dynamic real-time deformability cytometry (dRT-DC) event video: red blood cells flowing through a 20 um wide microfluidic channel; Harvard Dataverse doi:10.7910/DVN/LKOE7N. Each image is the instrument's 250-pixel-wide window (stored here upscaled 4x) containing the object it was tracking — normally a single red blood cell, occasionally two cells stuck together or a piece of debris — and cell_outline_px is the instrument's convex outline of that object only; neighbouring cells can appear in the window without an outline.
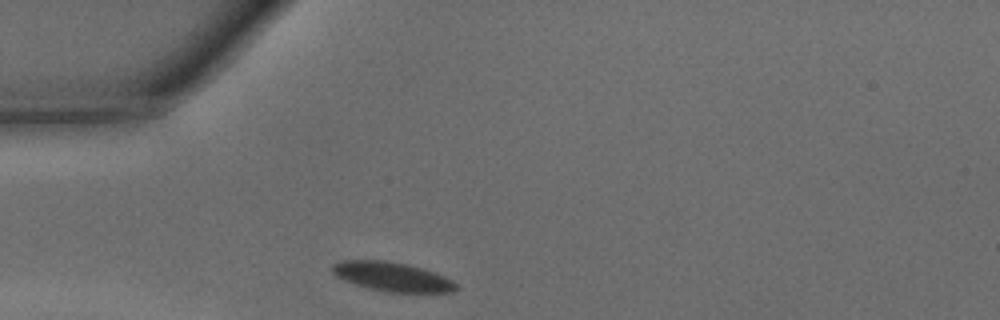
{"species": "common noctule bat (a hibernating species)", "species_latin": "Nyctalus noctula", "temperature_condition": "warm", "stored_images_in_passage": 24, "camera_frame_rate_fps": 3000, "um_per_image_px": 0.085, "animal": {"sex": "male", "body_mass_g": 15.6}, "frame": {"image": 1, "passage_image": 1, "time_ms": 0.0, "image_size_px": [1000, 320], "cell_outline_px": [[456, 288], [452, 292], [388, 292], [368, 288], [344, 280], [336, 276], [332, 272], [332, 264], [340, 260], [384, 260], [408, 264], [444, 276], [452, 280], [456, 284]], "centroid_in_image_um": [33.29, 23.51], "position_along_channel_um": 51.7, "area_um2": 20.87}}
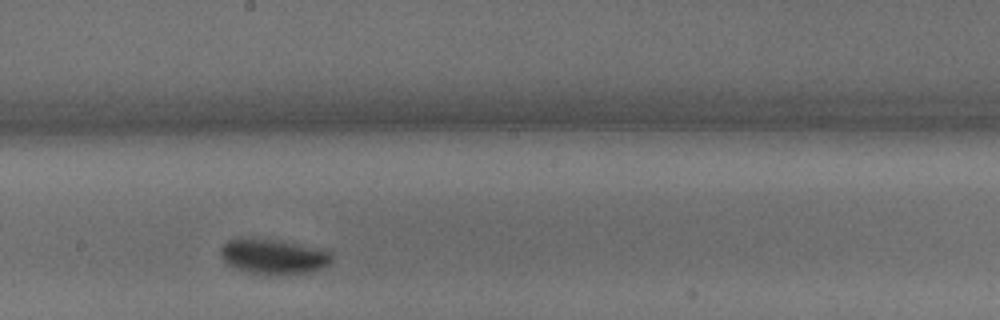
{"frame": {"image": 2, "passage_image": 14, "time_ms": 4.333, "image_size_px": [1000, 320], "cell_outline_px": [[332, 260], [328, 264], [316, 272], [276, 276], [264, 276], [236, 268], [228, 264], [220, 256], [220, 248], [228, 240], [280, 240], [332, 252]], "centroid_in_image_um": [23.29, 21.86], "position_along_channel_um": 224.9, "area_um2": 22.66}}
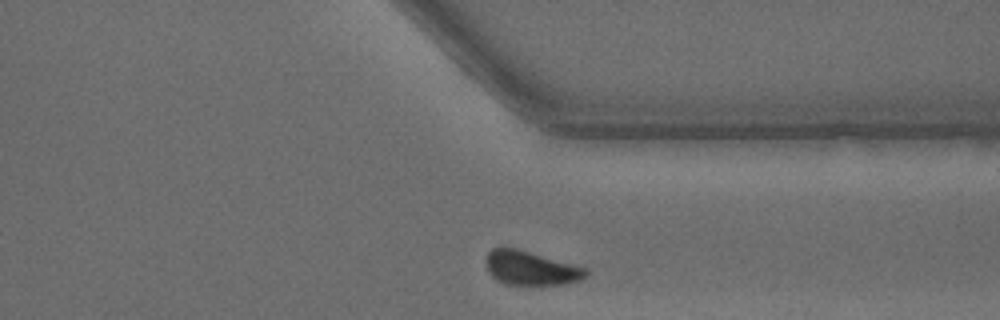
{"frame": {"image": 3, "passage_image": 24, "time_ms": 7.667, "image_size_px": [1000, 320], "cell_outline_px": [[588, 276], [580, 280], [564, 284], [504, 284], [496, 280], [488, 272], [484, 260], [488, 252], [492, 248], [516, 248], [588, 268]], "centroid_in_image_um": [45.11, 22.79], "position_along_channel_um": 366.3, "area_um2": 19.88}, "authors_computed_cell_mechanics": {"area_um2": 22.0218, "velocity_mm_per_s": 4.2448, "shape_relaxation_time_tau1_ms": 2.9324, "shape_relaxation_time_tau2_ms": null, "deformation_change_tau1": 0.135, "deformation_change_tau2": null}}